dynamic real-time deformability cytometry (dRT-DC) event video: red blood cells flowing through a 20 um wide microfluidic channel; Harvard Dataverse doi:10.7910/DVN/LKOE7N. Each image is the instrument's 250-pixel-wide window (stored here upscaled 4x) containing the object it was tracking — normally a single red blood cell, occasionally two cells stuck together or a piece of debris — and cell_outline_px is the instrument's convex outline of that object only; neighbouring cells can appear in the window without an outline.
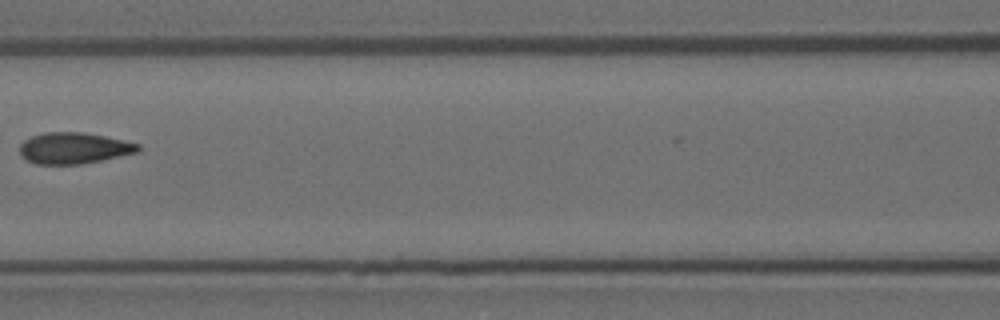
{"species": "Egyptian fruit bat (a non-hibernating species)", "species_latin": "Rousettus aegyptiacus", "temperature_condition": "room temperature", "stored_images_in_passage": 11, "camera_frame_rate_fps": 3000, "um_per_image_px": 0.085, "animal": {"sex": "female"}, "frame": {"image": 1, "passage_image": 7, "time_ms": 2.0, "image_size_px": [1000, 320], "cell_outline_px": [[140, 152], [80, 164], [36, 164], [20, 156], [20, 144], [24, 140], [32, 136], [44, 132], [84, 132], [124, 140], [140, 144]], "centroid_in_image_um": [6.28, 12.58], "position_along_channel_um": 160.3, "area_um2": 21.56}}
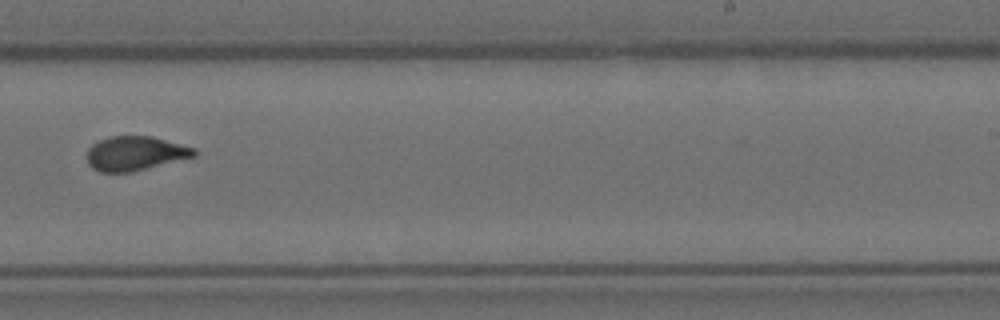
{"frame": {"image": 2, "passage_image": 10, "time_ms": 3.0, "image_size_px": [1000, 320], "cell_outline_px": [[196, 156], [132, 172], [100, 172], [92, 168], [88, 164], [88, 148], [92, 144], [108, 136], [152, 136], [196, 148]], "centroid_in_image_um": [11.49, 13.04], "position_along_channel_um": 277.5, "area_um2": 21.44}}
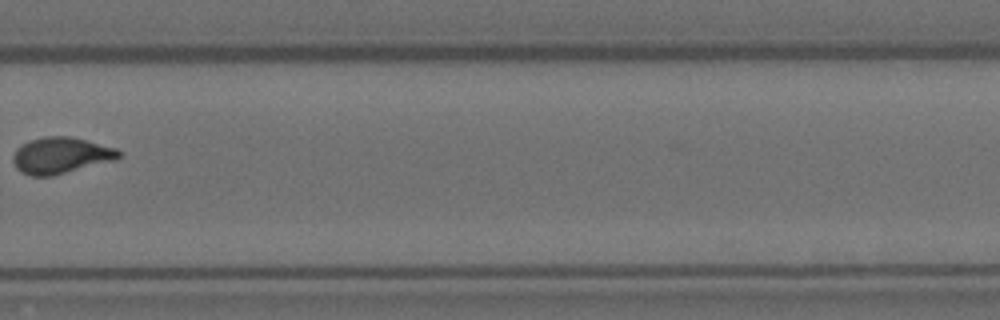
{"frame": {"image": 3, "passage_image": 11, "time_ms": 3.333, "image_size_px": [1000, 320], "cell_outline_px": [[124, 152], [116, 160], [52, 176], [32, 176], [20, 172], [16, 168], [12, 160], [12, 156], [16, 148], [32, 140], [44, 136], [68, 136], [116, 148]], "centroid_in_image_um": [5.17, 13.22], "position_along_channel_um": 324.6, "area_um2": 22.37}}